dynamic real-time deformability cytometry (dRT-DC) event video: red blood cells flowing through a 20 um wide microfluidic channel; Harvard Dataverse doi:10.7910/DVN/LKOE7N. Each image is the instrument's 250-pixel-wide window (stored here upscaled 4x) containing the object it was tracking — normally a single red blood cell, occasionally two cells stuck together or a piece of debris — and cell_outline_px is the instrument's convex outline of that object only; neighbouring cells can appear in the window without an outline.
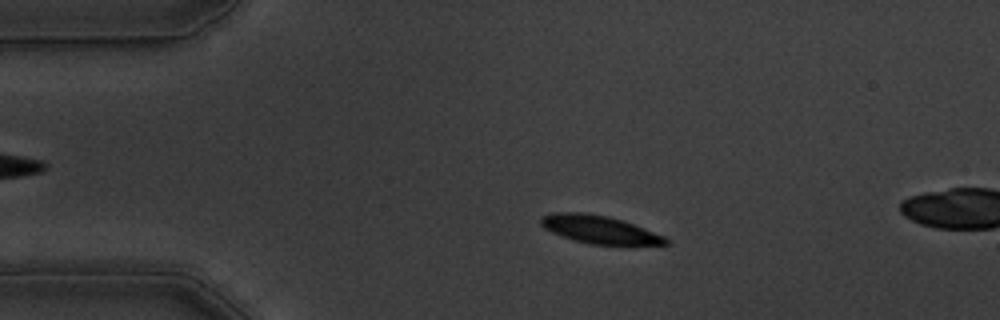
{"species": "common noctule bat (a hibernating species)", "species_latin": "Nyctalus noctula", "temperature_condition": "warm", "stored_images_in_passage": 12, "camera_frame_rate_fps": 3000, "um_per_image_px": 0.085, "animal": {"sex": "male", "body_mass_g": 19.5, "forearm_length_mm": 54.6}, "frame": {"image": 1, "passage_image": 7, "time_ms": 2.0, "image_size_px": [1000, 320], "cell_outline_px": [[668, 244], [588, 244], [572, 240], [552, 232], [544, 228], [540, 224], [540, 216], [552, 212], [580, 212], [608, 216], [624, 220], [664, 236], [668, 240]], "centroid_in_image_um": [50.88, 19.49], "position_along_channel_um": 34.1, "area_um2": 20.23}}